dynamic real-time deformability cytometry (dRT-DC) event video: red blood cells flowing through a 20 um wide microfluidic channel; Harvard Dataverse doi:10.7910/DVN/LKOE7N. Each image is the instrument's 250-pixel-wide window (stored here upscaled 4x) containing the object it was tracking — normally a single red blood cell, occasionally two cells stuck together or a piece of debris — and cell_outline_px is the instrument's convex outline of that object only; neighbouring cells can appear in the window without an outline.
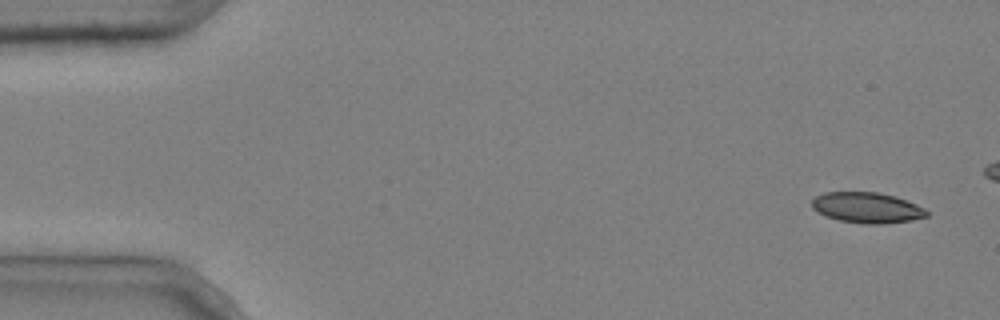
{"species": "common noctule bat (a hibernating species)", "species_latin": "Nyctalus noctula", "temperature_condition": "cold", "stored_images_in_passage": 4, "camera_frame_rate_fps": 3000, "um_per_image_px": 0.085, "animal": {"sex": "male", "body_mass_g": 20.4}, "frame": {"image": 1, "passage_image": 1, "time_ms": 0.0, "image_size_px": [1000, 320], "cell_outline_px": [[928, 216], [912, 220], [880, 224], [868, 224], [840, 220], [828, 216], [812, 208], [812, 200], [816, 196], [824, 192], [880, 192], [896, 196], [916, 204], [924, 208], [928, 212]], "centroid_in_image_um": [73.72, 17.64], "position_along_channel_um": 11.3, "area_um2": 20.35}}